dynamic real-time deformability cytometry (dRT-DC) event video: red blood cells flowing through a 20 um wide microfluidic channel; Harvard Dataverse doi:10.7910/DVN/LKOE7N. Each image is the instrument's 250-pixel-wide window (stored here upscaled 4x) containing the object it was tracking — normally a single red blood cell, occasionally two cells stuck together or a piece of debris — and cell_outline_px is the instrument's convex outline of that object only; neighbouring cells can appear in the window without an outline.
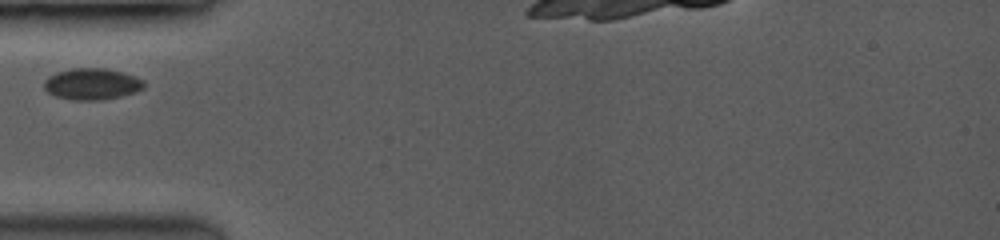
{"species": "common noctule bat (a hibernating species)", "species_latin": "Nyctalus noctula", "temperature_condition": "room temperature", "stored_images_in_passage": 14, "camera_frame_rate_fps": 3500, "um_per_image_px": 0.085, "animal": {"sex": "female", "body_mass_g": 19.0, "forearm_length_mm": 53.3}, "frame": {"image": 1, "passage_image": 1, "time_ms": 0.0, "image_size_px": [1000, 240], "cell_outline_px": [[144, 88], [120, 96], [96, 100], [76, 100], [56, 96], [48, 92], [44, 88], [44, 80], [48, 76], [56, 72], [72, 68], [104, 68], [120, 72], [144, 80]], "centroid_in_image_um": [7.76, 7.13], "position_along_channel_um": 77.2, "area_um2": 17.98}}
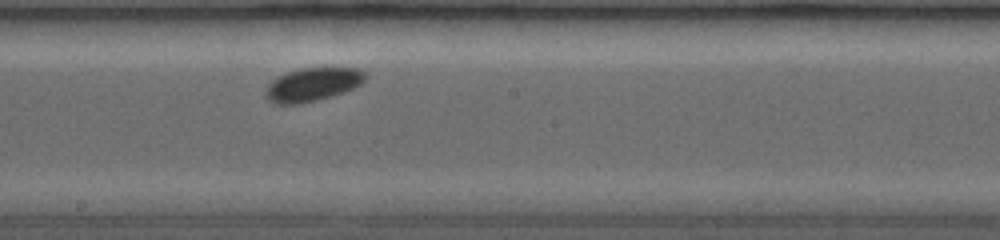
{"frame": {"image": 2, "passage_image": 8, "time_ms": 3.714, "image_size_px": [1000, 240], "cell_outline_px": [[368, 76], [360, 84], [352, 88], [328, 96], [312, 100], [292, 104], [280, 104], [272, 100], [268, 96], [268, 84], [272, 80], [288, 72], [300, 68], [320, 64], [324, 64], [356, 68], [364, 72]], "centroid_in_image_um": [26.66, 7.07], "position_along_channel_um": 221.5, "area_um2": 19.31}}
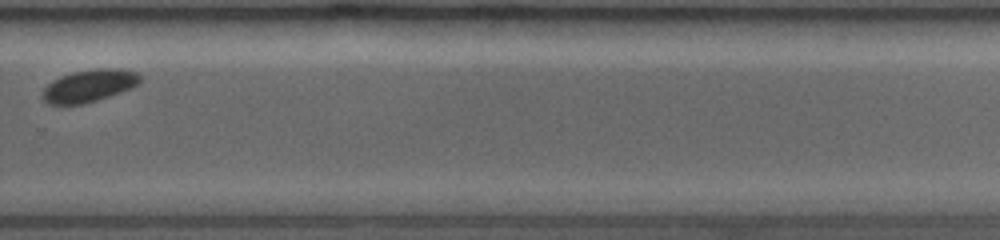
{"frame": {"image": 3, "passage_image": 13, "time_ms": 6.286, "image_size_px": [1000, 240], "cell_outline_px": [[140, 80], [132, 88], [84, 104], [48, 104], [44, 100], [44, 88], [48, 84], [64, 76], [76, 72], [136, 72], [140, 76]], "centroid_in_image_um": [7.51, 7.38], "position_along_channel_um": 322.3, "area_um2": 16.65}}